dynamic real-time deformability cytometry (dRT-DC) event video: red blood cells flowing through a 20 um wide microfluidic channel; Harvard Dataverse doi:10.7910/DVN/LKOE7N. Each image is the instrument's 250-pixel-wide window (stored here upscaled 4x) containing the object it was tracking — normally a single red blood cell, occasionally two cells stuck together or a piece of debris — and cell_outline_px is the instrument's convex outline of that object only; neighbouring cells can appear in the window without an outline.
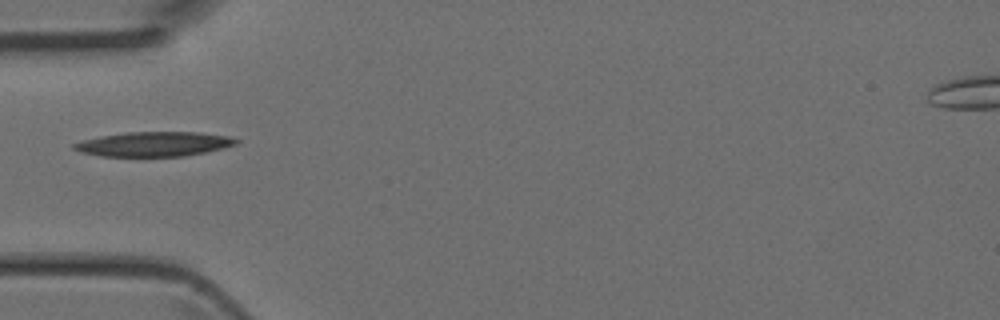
{"species": "Egyptian fruit bat (a non-hibernating species)", "species_latin": "Rousettus aegyptiacus", "temperature_condition": "room temperature", "stored_images_in_passage": 2, "camera_frame_rate_fps": 3000, "um_per_image_px": 0.085, "animal": {"sex": "female"}, "frame": {"image": 1, "passage_image": 1, "time_ms": 0.0, "image_size_px": [1000, 320], "cell_outline_px": [[240, 140], [236, 144], [224, 148], [184, 156], [100, 156], [80, 152], [72, 148], [72, 144], [84, 140], [100, 136], [124, 132], [200, 132], [232, 136]], "centroid_in_image_um": [13.11, 12.24], "position_along_channel_um": 71.9, "area_um2": 23.35}}
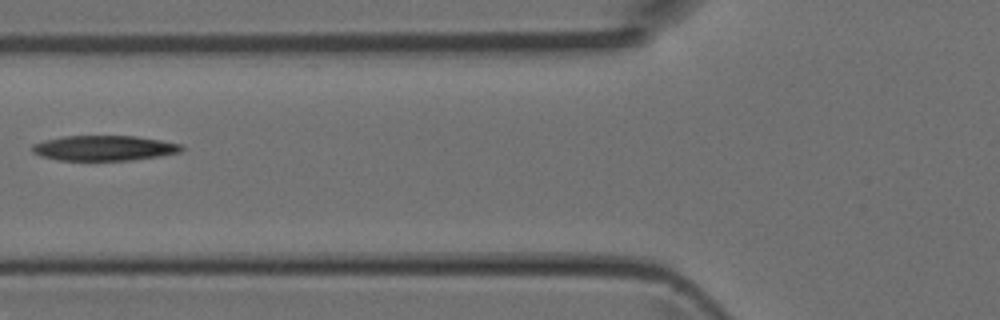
{"frame": {"image": 2, "passage_image": 2, "time_ms": 0.333, "image_size_px": [1000, 320], "cell_outline_px": [[184, 148], [180, 152], [160, 156], [132, 160], [60, 160], [40, 156], [32, 152], [32, 144], [44, 140], [64, 136], [136, 136], [160, 140], [180, 144]], "centroid_in_image_um": [8.84, 12.58], "position_along_channel_um": 117.0, "area_um2": 21.85}}